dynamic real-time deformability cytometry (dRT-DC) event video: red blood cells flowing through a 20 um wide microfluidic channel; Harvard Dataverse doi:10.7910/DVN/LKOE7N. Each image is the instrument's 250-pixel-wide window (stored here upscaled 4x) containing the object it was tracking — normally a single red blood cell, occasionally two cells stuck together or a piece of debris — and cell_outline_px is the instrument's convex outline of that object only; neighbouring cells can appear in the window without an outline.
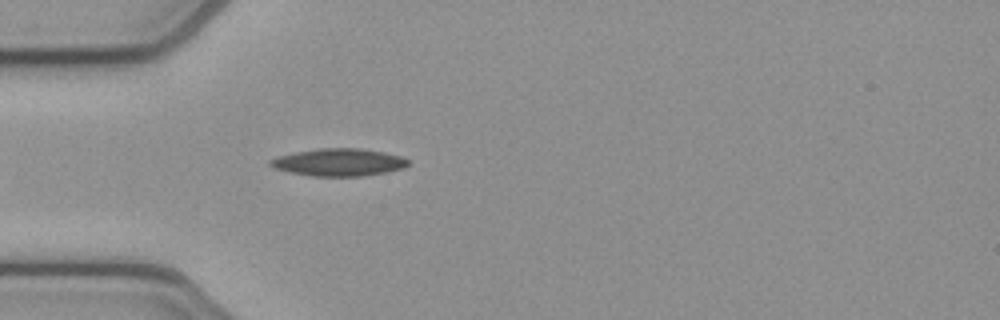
{"species": "common noctule bat (a hibernating species)", "species_latin": "Nyctalus noctula", "temperature_condition": "cold", "stored_images_in_passage": 11, "camera_frame_rate_fps": 3000, "um_per_image_px": 0.085, "animal": {"sex": "female", "body_mass_g": 21.9}, "frame": {"image": 1, "passage_image": 1, "time_ms": 0.0, "image_size_px": [1000, 320], "cell_outline_px": [[408, 164], [404, 168], [384, 172], [360, 176], [312, 176], [292, 172], [276, 168], [268, 164], [268, 160], [280, 156], [296, 152], [320, 148], [360, 148], [384, 152], [404, 156], [408, 160]], "centroid_in_image_um": [28.83, 13.78], "position_along_channel_um": 56.2, "area_um2": 21.85}}
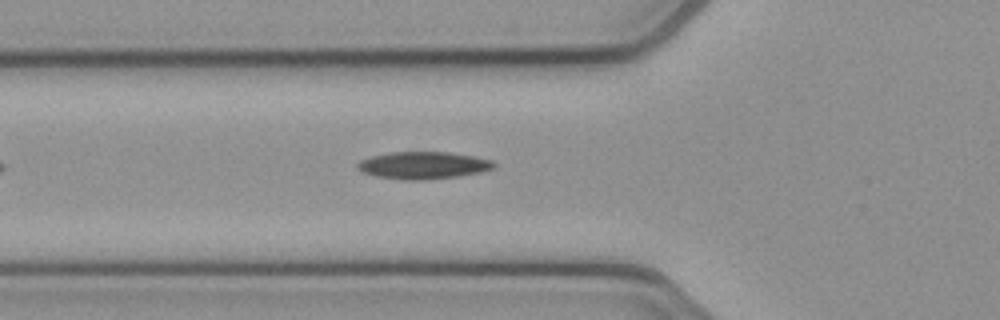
{"frame": {"image": 2, "passage_image": 4, "time_ms": 1.0, "image_size_px": [1000, 320], "cell_outline_px": [[496, 164], [492, 168], [480, 172], [456, 176], [424, 180], [404, 180], [376, 176], [360, 172], [356, 168], [356, 164], [360, 160], [372, 156], [388, 152], [448, 152], [476, 156], [492, 160]], "centroid_in_image_um": [35.93, 14.05], "position_along_channel_um": 89.9, "area_um2": 21.73}}
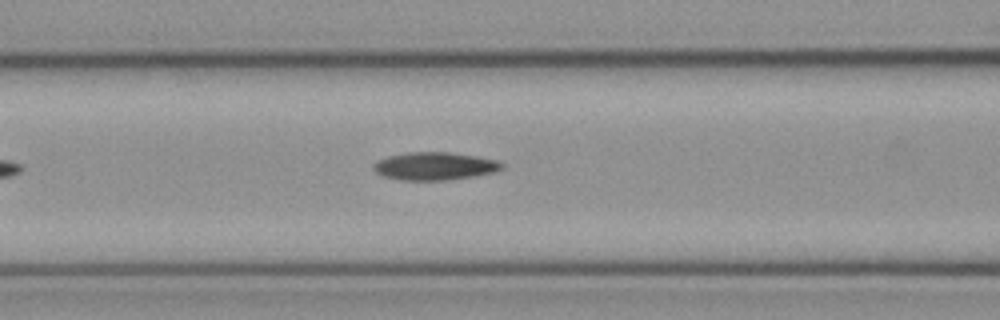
{"frame": {"image": 3, "passage_image": 7, "time_ms": 2.0, "image_size_px": [1000, 320], "cell_outline_px": [[504, 168], [496, 172], [448, 180], [400, 180], [380, 176], [372, 168], [372, 164], [376, 160], [388, 156], [408, 152], [448, 152], [476, 156], [496, 160], [504, 164]], "centroid_in_image_um": [36.91, 14.12], "position_along_channel_um": 129.7, "area_um2": 21.04}}